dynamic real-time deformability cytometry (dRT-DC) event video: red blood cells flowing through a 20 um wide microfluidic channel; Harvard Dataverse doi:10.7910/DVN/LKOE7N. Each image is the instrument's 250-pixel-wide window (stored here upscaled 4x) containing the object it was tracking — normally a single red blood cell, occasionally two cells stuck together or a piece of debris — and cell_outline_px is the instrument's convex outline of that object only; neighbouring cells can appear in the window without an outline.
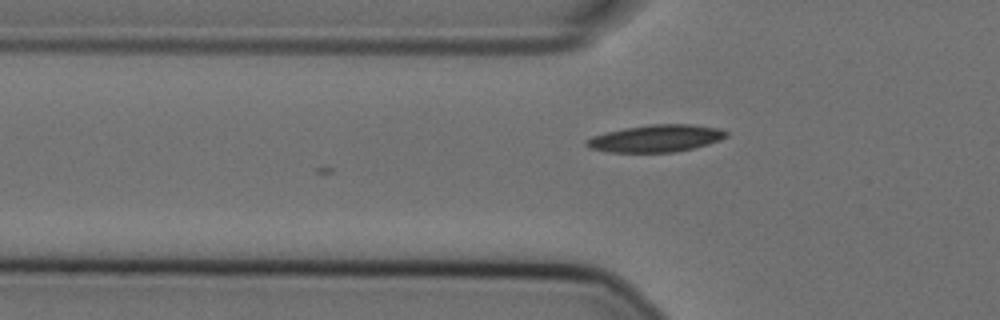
{"species": "Egyptian fruit bat (a non-hibernating species)", "species_latin": "Rousettus aegyptiacus", "temperature_condition": "cold", "stored_images_in_passage": 4, "camera_frame_rate_fps": 3000, "um_per_image_px": 0.085, "animal": {"sex": "female"}, "frame": {"image": 1, "passage_image": 4, "time_ms": 1.0, "image_size_px": [1000, 320], "cell_outline_px": [[728, 136], [720, 140], [708, 144], [692, 148], [672, 152], [608, 152], [588, 148], [584, 144], [592, 136], [624, 128], [652, 124], [692, 124], [720, 128], [728, 132]], "centroid_in_image_um": [55.78, 11.76], "position_along_channel_um": 70.0, "area_um2": 22.08}}